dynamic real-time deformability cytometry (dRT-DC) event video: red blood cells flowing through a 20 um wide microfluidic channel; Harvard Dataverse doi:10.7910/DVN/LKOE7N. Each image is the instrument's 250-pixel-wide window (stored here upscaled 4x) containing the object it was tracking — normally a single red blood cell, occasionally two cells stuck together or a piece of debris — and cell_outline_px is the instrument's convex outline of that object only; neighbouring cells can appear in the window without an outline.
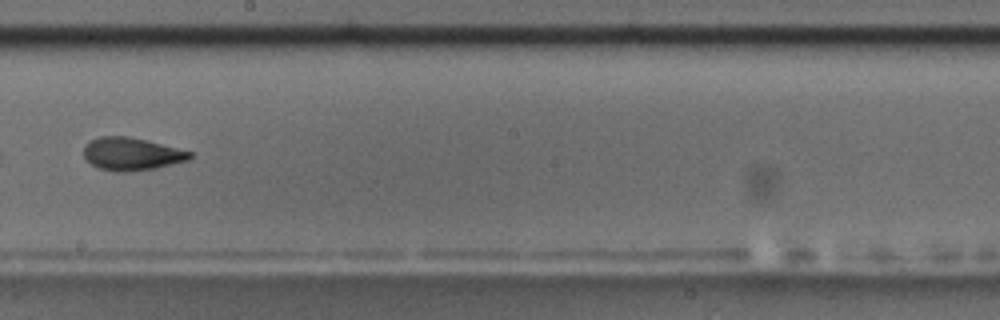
{"species": "common noctule bat (a hibernating species)", "species_latin": "Nyctalus noctula", "temperature_condition": "room temperature", "stored_images_in_passage": 12, "camera_frame_rate_fps": 3000, "um_per_image_px": 0.085, "animal": {"sex": "male", "body_mass_g": 17.5, "forearm_length_mm": 52.3}, "frame": {"image": 1, "passage_image": 9, "time_ms": 10.333, "image_size_px": [1000, 320], "cell_outline_px": [[192, 156], [188, 160], [156, 168], [124, 172], [116, 172], [100, 168], [92, 164], [84, 156], [84, 144], [100, 136], [128, 136], [192, 152]], "centroid_in_image_um": [11.16, 13.09], "position_along_channel_um": 237.0, "area_um2": 19.94}}